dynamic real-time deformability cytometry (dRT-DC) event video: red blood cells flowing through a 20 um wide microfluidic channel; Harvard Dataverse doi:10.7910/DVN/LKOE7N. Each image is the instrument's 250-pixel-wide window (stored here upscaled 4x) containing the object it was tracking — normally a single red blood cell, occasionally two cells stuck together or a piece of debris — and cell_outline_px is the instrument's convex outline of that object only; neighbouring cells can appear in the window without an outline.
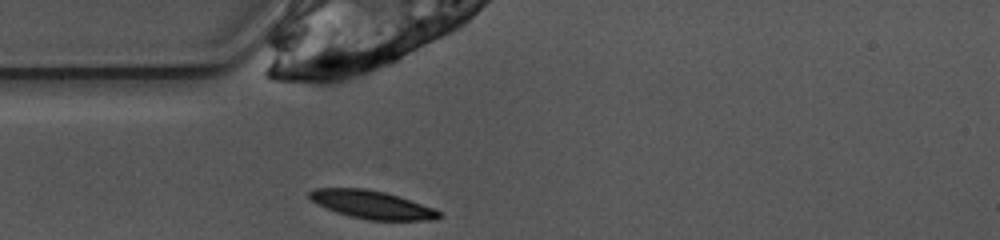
{"species": "common noctule bat (a hibernating species)", "species_latin": "Nyctalus noctula", "temperature_condition": "warm", "stored_images_in_passage": 38, "camera_frame_rate_fps": 3000, "um_per_image_px": 0.085, "animal": {"sex": "female", "body_mass_g": 10.0, "forearm_length_mm": 53.1}, "frame": {"image": 1, "passage_image": 1, "time_ms": 0.0, "image_size_px": [1000, 240], "cell_outline_px": [[444, 216], [436, 220], [368, 220], [336, 212], [312, 200], [308, 196], [308, 192], [312, 188], [364, 188], [384, 192], [436, 208]], "centroid_in_image_um": [31.67, 17.39], "position_along_channel_um": 53.3, "area_um2": 21.1}}
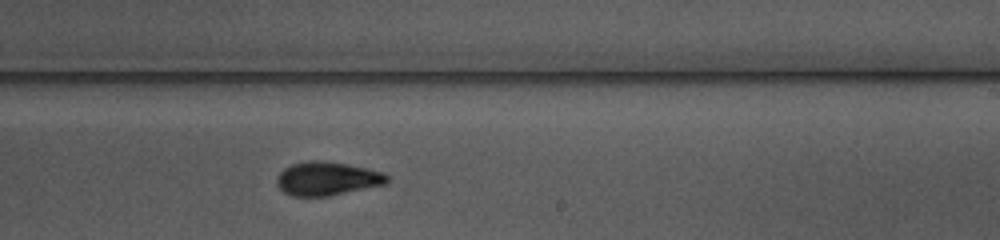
{"frame": {"image": 2, "passage_image": 17, "time_ms": 5.333, "image_size_px": [1000, 240], "cell_outline_px": [[388, 184], [328, 196], [292, 196], [284, 192], [276, 184], [276, 176], [284, 168], [292, 164], [312, 160], [320, 160], [348, 164], [384, 172], [388, 176]], "centroid_in_image_um": [27.81, 15.18], "position_along_channel_um": 261.2, "area_um2": 21.73}}
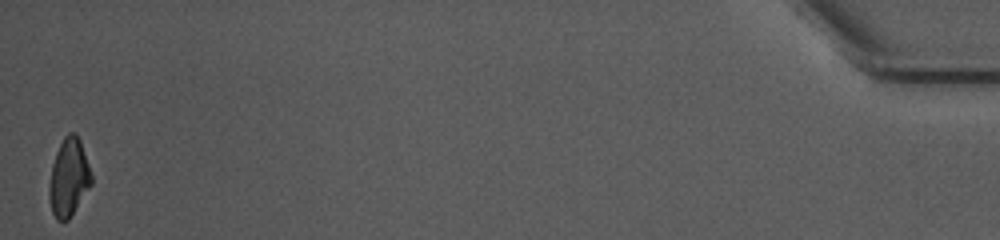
{"frame": {"image": 3, "passage_image": 38, "time_ms": 12.333, "image_size_px": [1000, 240], "cell_outline_px": [[92, 184], [68, 220], [56, 220], [52, 212], [48, 196], [48, 184], [52, 164], [56, 152], [64, 136], [68, 132], [72, 132], [80, 140], [92, 176]], "centroid_in_image_um": [5.82, 15.1], "position_along_channel_um": 429.4, "area_um2": 19.07}, "authors_computed_cell_mechanics": {"area_um2": 20.6346, "velocity_mm_per_s": 3.9194, "shape_relaxation_time_tau1_ms": 3.2781, "shape_relaxation_time_tau2_ms": 4.1995, "deformation_change_tau1": 0.1315, "deformation_change_tau2": 0.0964}}